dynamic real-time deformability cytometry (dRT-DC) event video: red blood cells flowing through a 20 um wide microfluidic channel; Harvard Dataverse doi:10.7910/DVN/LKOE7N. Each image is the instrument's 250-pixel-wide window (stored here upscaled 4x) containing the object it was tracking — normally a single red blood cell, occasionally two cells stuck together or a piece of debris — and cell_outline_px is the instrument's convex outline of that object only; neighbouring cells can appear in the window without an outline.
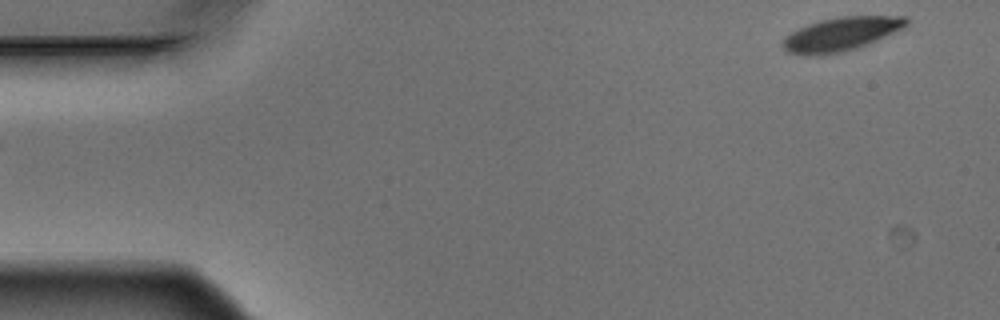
{"species": "Egyptian fruit bat (a non-hibernating species)", "species_latin": "Rousettus aegyptiacus", "temperature_condition": "warm", "stored_images_in_passage": 5, "segment_of_instrument_passage": [2, 2], "camera_frame_rate_fps": 3000, "um_per_image_px": 0.085, "animal": {"sex": "male"}, "frame": {"image": 1, "passage_image": 5, "time_ms": 1.333, "image_size_px": [1000, 320], "cell_outline_px": [[908, 24], [904, 28], [868, 44], [856, 48], [840, 52], [816, 56], [804, 56], [788, 52], [784, 48], [784, 40], [792, 32], [808, 24], [820, 20], [840, 16], [908, 16]], "centroid_in_image_um": [71.53, 2.89], "position_along_channel_um": 13.5, "area_um2": 24.1}}